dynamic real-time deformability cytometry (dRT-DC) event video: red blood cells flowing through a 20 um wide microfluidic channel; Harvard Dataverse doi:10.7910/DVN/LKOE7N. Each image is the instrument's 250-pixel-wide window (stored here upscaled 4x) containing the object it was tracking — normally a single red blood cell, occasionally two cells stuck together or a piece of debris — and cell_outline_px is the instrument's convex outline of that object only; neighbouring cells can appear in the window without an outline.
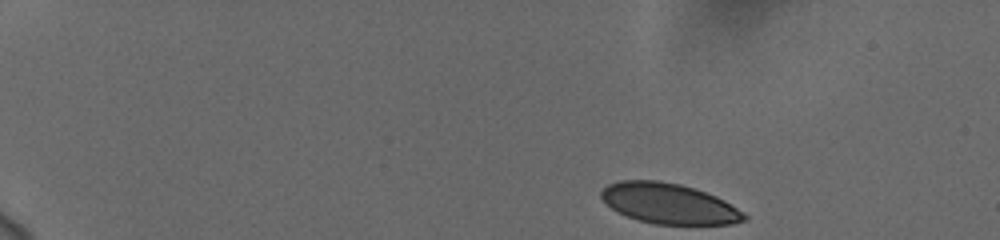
{"species": "human", "species_latin": "Homo sapiens", "temperature_condition": "cold", "stored_images_in_passage": 49, "camera_frame_rate_fps": 3000, "um_per_image_px": 0.085, "donor": {"sex": "female"}, "frame": {"image": 1, "passage_image": 1, "time_ms": 0.0, "image_size_px": [1000, 240], "cell_outline_px": [[748, 220], [732, 224], [652, 224], [628, 216], [612, 208], [600, 196], [600, 192], [608, 184], [620, 180], [660, 180], [680, 184], [716, 196], [724, 200], [744, 212], [748, 216]], "centroid_in_image_um": [56.89, 17.3], "position_along_channel_um": 28.1, "area_um2": 33.52}}
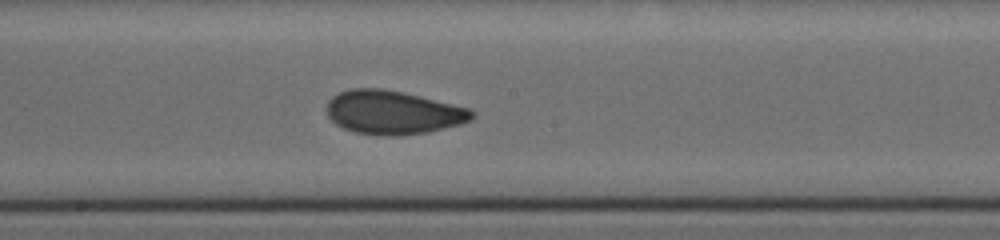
{"frame": {"image": 2, "passage_image": 26, "time_ms": 8.333, "image_size_px": [1000, 240], "cell_outline_px": [[476, 116], [472, 120], [460, 124], [428, 132], [396, 136], [388, 136], [356, 132], [344, 128], [336, 124], [328, 116], [328, 100], [332, 96], [340, 92], [352, 88], [380, 88], [404, 92], [468, 108], [476, 112]], "centroid_in_image_um": [33.43, 9.55], "position_along_channel_um": 214.8, "area_um2": 36.82}}
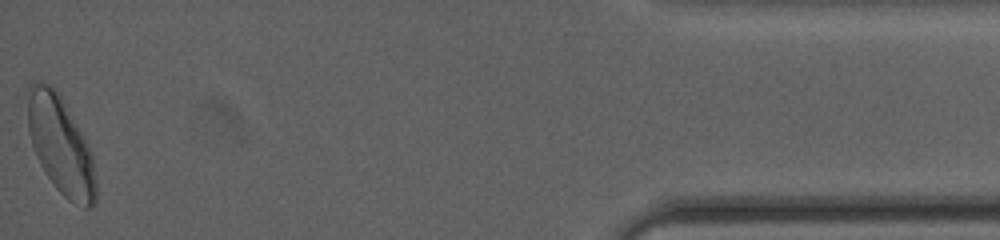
{"frame": {"image": 3, "passage_image": 49, "time_ms": 16.0, "image_size_px": [1000, 240], "cell_outline_px": [[96, 204], [92, 208], [84, 208], [68, 200], [56, 188], [44, 172], [36, 156], [28, 132], [28, 100], [32, 84], [36, 80], [48, 84], [56, 88], [60, 92], [92, 152], [96, 180]], "centroid_in_image_um": [5.18, 12.38], "position_along_channel_um": 430.0, "area_um2": 39.07}, "authors_computed_cell_mechanics": {"area_um2": 36.125, "velocity_mm_per_s": 3.7053, "shape_relaxation_time_tau1_ms": 5.9324, "shape_relaxation_time_tau2_ms": 1.1986, "deformation_change_tau1": 0.1254, "deformation_change_tau2": 0.0672}}